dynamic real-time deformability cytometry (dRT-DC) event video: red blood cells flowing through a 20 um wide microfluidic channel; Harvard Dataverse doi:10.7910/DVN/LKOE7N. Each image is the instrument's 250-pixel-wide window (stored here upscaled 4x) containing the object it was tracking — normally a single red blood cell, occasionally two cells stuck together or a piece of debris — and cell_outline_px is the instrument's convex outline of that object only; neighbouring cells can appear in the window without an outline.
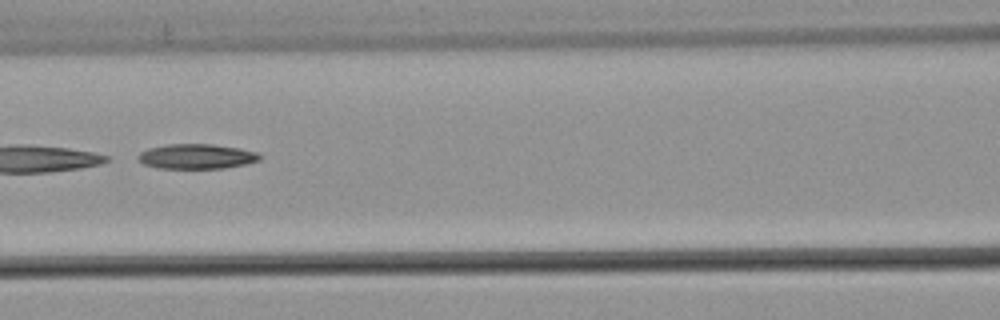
{"species": "common noctule bat (a hibernating species)", "species_latin": "Nyctalus noctula", "temperature_condition": "warm", "stored_images_in_passage": 9, "camera_frame_rate_fps": 3000, "um_per_image_px": 0.085, "animal": {"sex": "male", "body_mass_g": 21.5, "forearm_length_mm": 52.0}, "frame": {"image": 1, "passage_image": 7, "time_ms": 2.0, "image_size_px": [1000, 320], "cell_outline_px": [[264, 156], [260, 160], [244, 164], [224, 168], [160, 168], [144, 164], [136, 156], [140, 152], [148, 148], [168, 144], [212, 144], [240, 148], [256, 152]], "centroid_in_image_um": [16.73, 13.29], "position_along_channel_um": 149.9, "area_um2": 17.63}}